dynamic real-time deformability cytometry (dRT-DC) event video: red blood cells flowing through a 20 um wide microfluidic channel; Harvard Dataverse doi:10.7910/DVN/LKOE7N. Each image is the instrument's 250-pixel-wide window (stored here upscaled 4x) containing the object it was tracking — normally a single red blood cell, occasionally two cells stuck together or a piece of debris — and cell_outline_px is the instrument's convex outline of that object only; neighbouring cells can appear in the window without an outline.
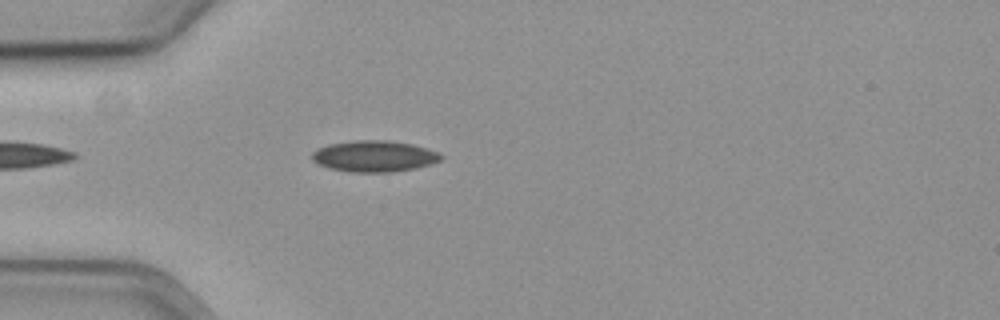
{"species": "common noctule bat (a hibernating species)", "species_latin": "Nyctalus noctula", "temperature_condition": "cold", "stored_images_in_passage": 25, "camera_frame_rate_fps": 3000, "um_per_image_px": 0.085, "animal": {"sex": "female", "body_mass_g": 19.3, "forearm_length_mm": 54.1}, "frame": {"image": 1, "passage_image": 6, "time_ms": 1.667, "image_size_px": [1000, 320], "cell_outline_px": [[444, 160], [432, 164], [416, 168], [392, 172], [352, 172], [328, 168], [312, 160], [312, 152], [316, 148], [328, 144], [356, 140], [388, 140], [412, 144], [428, 148], [440, 152], [444, 156]], "centroid_in_image_um": [31.86, 13.27], "position_along_channel_um": 53.1, "area_um2": 23.81}}
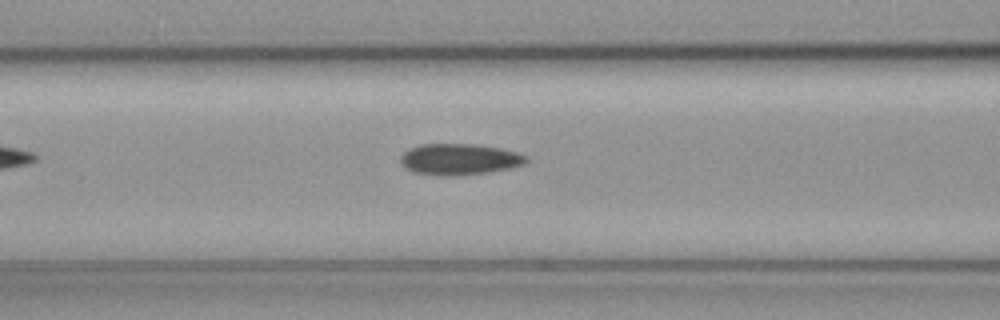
{"frame": {"image": 2, "passage_image": 13, "time_ms": 4.0, "image_size_px": [1000, 320], "cell_outline_px": [[528, 160], [524, 164], [512, 168], [488, 172], [460, 176], [440, 176], [412, 172], [404, 168], [400, 164], [400, 156], [408, 148], [420, 144], [472, 144], [500, 148], [516, 152], [528, 156]], "centroid_in_image_um": [39.01, 13.55], "position_along_channel_um": 127.6, "area_um2": 23.24}}
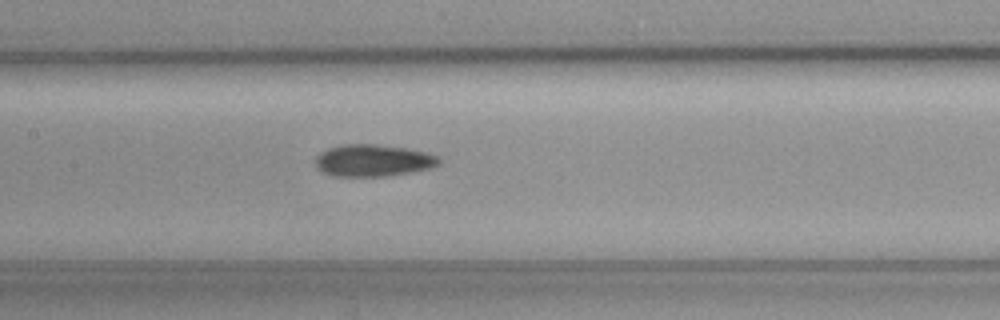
{"frame": {"image": 3, "passage_image": 17, "time_ms": 5.333, "image_size_px": [1000, 320], "cell_outline_px": [[440, 164], [432, 168], [384, 176], [332, 176], [316, 168], [316, 156], [320, 152], [328, 148], [340, 144], [376, 144], [408, 148], [428, 152], [436, 156], [440, 160]], "centroid_in_image_um": [31.7, 13.63], "position_along_channel_um": 175.7, "area_um2": 23.12}}